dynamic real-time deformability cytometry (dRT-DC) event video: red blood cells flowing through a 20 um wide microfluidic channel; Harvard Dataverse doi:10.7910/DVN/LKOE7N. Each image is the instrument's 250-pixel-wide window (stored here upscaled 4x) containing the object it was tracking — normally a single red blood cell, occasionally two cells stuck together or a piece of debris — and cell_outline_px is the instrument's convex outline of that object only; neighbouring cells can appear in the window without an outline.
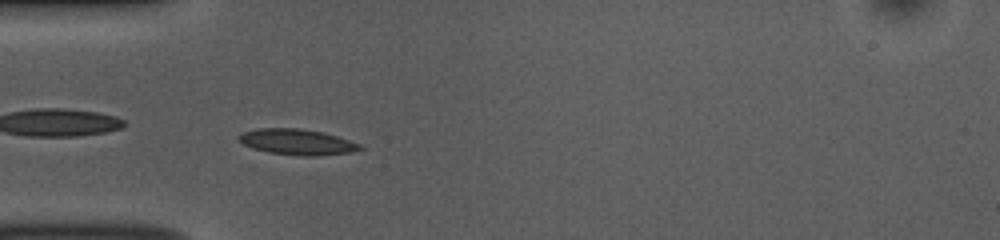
{"species": "common noctule bat (a hibernating species)", "species_latin": "Nyctalus noctula", "temperature_condition": "room temperature", "stored_images_in_passage": 48, "camera_frame_rate_fps": 3000, "um_per_image_px": 0.085, "animal": {"sex": "female", "body_mass_g": 10.0, "forearm_length_mm": 53.1}, "frame": {"image": 1, "passage_image": 12, "time_ms": 3.667, "image_size_px": [1000, 240], "cell_outline_px": [[364, 148], [352, 152], [316, 156], [300, 156], [268, 152], [244, 144], [236, 136], [244, 132], [260, 128], [300, 128], [324, 132], [360, 144]], "centroid_in_image_um": [25.28, 12.06], "position_along_channel_um": 59.7, "area_um2": 18.03}}
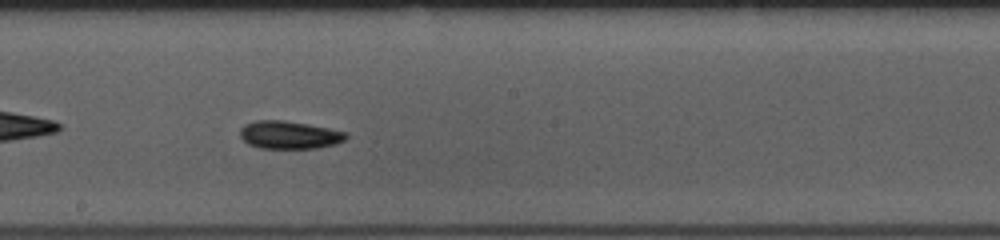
{"frame": {"image": 2, "passage_image": 25, "time_ms": 8.0, "image_size_px": [1000, 240], "cell_outline_px": [[348, 136], [344, 140], [336, 144], [316, 148], [260, 148], [248, 144], [240, 136], [240, 128], [244, 124], [256, 120], [284, 120], [308, 124], [348, 132]], "centroid_in_image_um": [24.59, 11.46], "position_along_channel_um": 223.6, "area_um2": 17.28}}
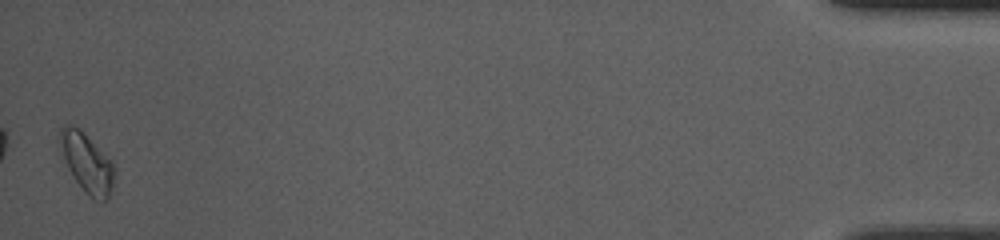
{"frame": {"image": 3, "passage_image": 48, "time_ms": 15.667, "image_size_px": [1000, 240], "cell_outline_px": [[116, 168], [112, 188], [108, 200], [92, 200], [84, 192], [68, 168], [56, 148], [60, 128], [64, 124], [72, 124], [80, 128], [112, 160]], "centroid_in_image_um": [7.35, 13.79], "position_along_channel_um": 427.9, "area_um2": 19.59}, "authors_computed_cell_mechanics": {"area_um2": 16.8198, "velocity_mm_per_s": 3.8368, "shape_relaxation_time_tau1_ms": 1.8219, "shape_relaxation_time_tau2_ms": null, "deformation_change_tau1": 0.0746, "deformation_change_tau2": null}}